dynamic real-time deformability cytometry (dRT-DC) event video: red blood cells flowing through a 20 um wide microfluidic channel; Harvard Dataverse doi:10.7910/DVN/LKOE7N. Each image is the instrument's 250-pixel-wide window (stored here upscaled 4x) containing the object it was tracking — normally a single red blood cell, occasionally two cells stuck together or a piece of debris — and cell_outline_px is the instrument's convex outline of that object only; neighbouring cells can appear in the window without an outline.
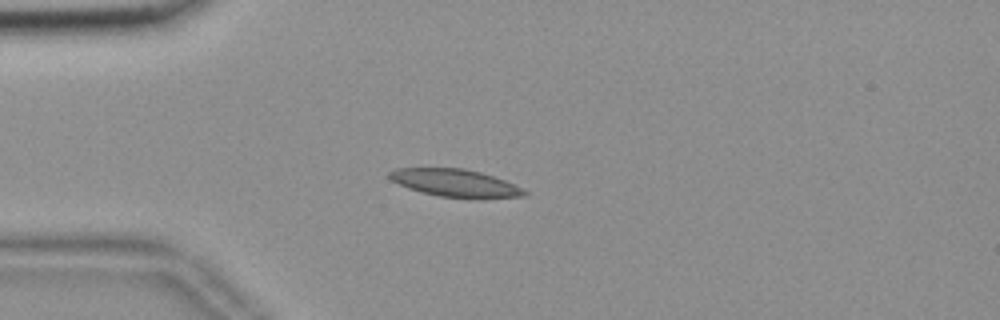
{"species": "common noctule bat (a hibernating species)", "species_latin": "Nyctalus noctula", "temperature_condition": "room temperature", "stored_images_in_passage": 55, "camera_frame_rate_fps": 3000, "um_per_image_px": 0.085, "animal": {"sex": "female", "body_mass_g": 18.4}, "frame": {"image": 1, "passage_image": 14, "time_ms": 4.333, "image_size_px": [1000, 320], "cell_outline_px": [[528, 196], [476, 200], [440, 196], [420, 192], [408, 188], [392, 180], [388, 176], [388, 172], [396, 168], [464, 168], [480, 172], [504, 180], [528, 192]], "centroid_in_image_um": [38.73, 15.58], "position_along_channel_um": 46.3, "area_um2": 22.02}}
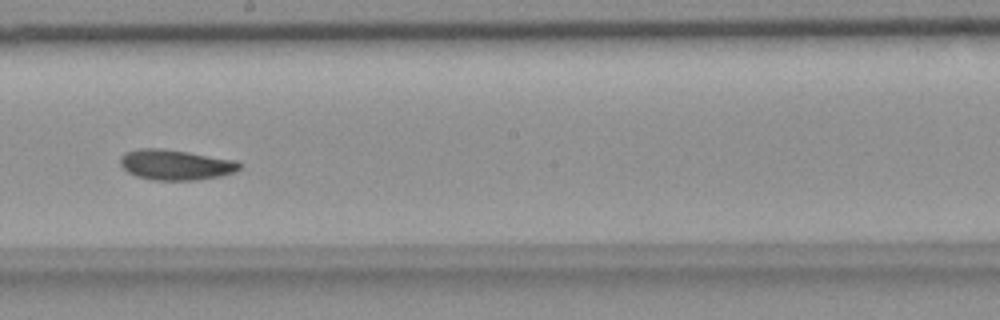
{"frame": {"image": 2, "passage_image": 31, "time_ms": 10.0, "image_size_px": [1000, 320], "cell_outline_px": [[240, 168], [236, 172], [220, 176], [196, 180], [152, 180], [136, 176], [128, 172], [120, 164], [120, 156], [124, 152], [140, 148], [160, 148], [188, 152], [236, 160], [240, 164]], "centroid_in_image_um": [14.91, 14.0], "position_along_channel_um": 233.3, "area_um2": 21.15}}
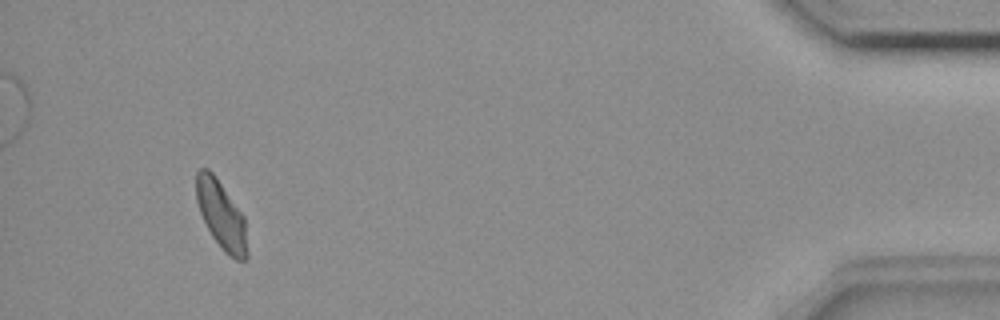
{"frame": {"image": 3, "passage_image": 52, "time_ms": 17.0, "image_size_px": [1000, 320], "cell_outline_px": [[248, 260], [236, 260], [228, 256], [224, 252], [212, 236], [200, 212], [196, 200], [196, 172], [200, 168], [208, 168], [212, 172], [244, 216], [248, 252]], "centroid_in_image_um": [18.82, 18.31], "position_along_channel_um": 416.4, "area_um2": 20.17}, "authors_computed_cell_mechanics": {"area_um2": 20.808, "velocity_mm_per_s": 3.6111, "shape_relaxation_time_tau1_ms": 6.912, "shape_relaxation_time_tau2_ms": 3.7716, "deformation_change_tau1": 0.1457, "deformation_change_tau2": 0.0783}}